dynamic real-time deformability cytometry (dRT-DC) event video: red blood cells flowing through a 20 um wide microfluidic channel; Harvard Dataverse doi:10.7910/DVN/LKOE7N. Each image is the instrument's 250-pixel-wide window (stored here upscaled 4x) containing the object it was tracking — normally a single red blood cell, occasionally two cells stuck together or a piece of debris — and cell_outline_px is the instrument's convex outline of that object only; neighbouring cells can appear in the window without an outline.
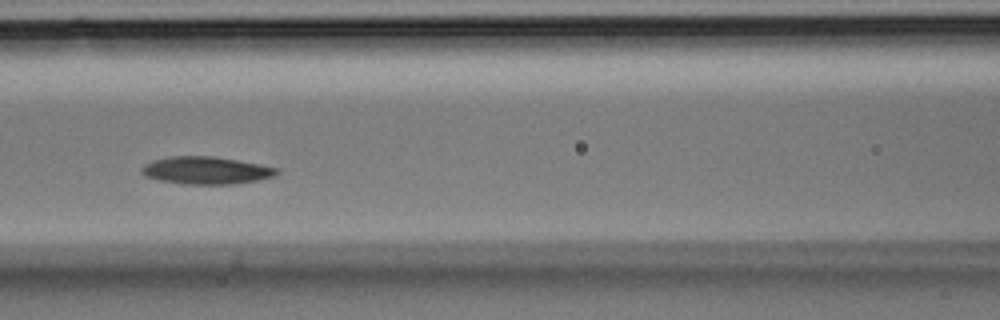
{"species": "Egyptian fruit bat (a non-hibernating species)", "species_latin": "Rousettus aegyptiacus", "temperature_condition": "room temperature", "stored_images_in_passage": 16, "camera_frame_rate_fps": 3000, "um_per_image_px": 0.085, "animal": {"sex": "male"}, "frame": {"image": 1, "passage_image": 14, "time_ms": 4.333, "image_size_px": [1000, 320], "cell_outline_px": [[280, 172], [272, 176], [256, 180], [236, 184], [184, 184], [160, 180], [144, 176], [140, 172], [140, 168], [144, 164], [152, 160], [168, 156], [212, 156], [260, 164], [280, 168]], "centroid_in_image_um": [17.48, 14.48], "position_along_channel_um": 149.1, "area_um2": 21.73}}